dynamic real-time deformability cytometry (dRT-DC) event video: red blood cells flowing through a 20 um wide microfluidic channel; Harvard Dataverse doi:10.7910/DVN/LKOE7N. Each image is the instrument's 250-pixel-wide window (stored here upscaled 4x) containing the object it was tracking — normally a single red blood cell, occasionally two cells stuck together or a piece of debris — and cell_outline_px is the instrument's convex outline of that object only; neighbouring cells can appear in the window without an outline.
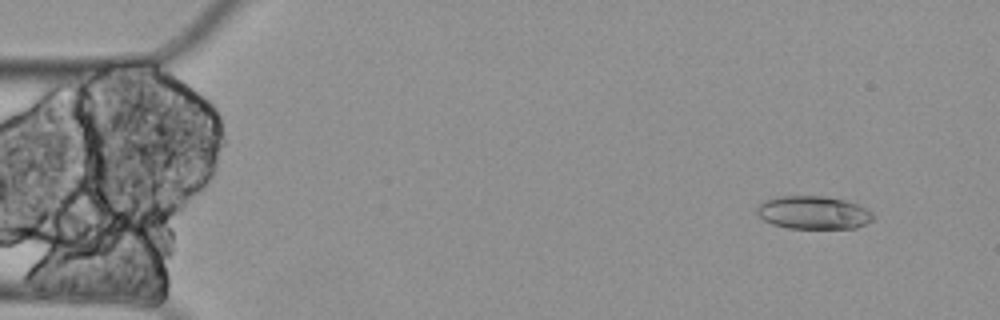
{"species": "Egyptian fruit bat (a non-hibernating species)", "species_latin": "Rousettus aegyptiacus", "temperature_condition": "cold", "stored_images_in_passage": 4, "camera_frame_rate_fps": 3000, "um_per_image_px": 0.085, "animal": {"sex": "female"}, "frame": {"image": 1, "passage_image": 1, "time_ms": 0.0, "image_size_px": [1000, 320], "cell_outline_px": [[876, 216], [872, 220], [856, 228], [788, 228], [772, 224], [764, 220], [756, 212], [756, 208], [760, 204], [776, 196], [824, 196], [844, 200], [856, 204], [872, 212]], "centroid_in_image_um": [69.14, 18.07], "position_along_channel_um": 15.9, "area_um2": 22.25}}
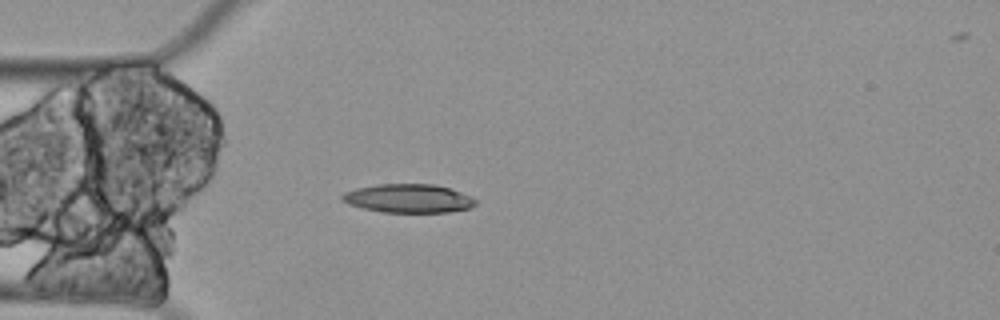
{"frame": {"image": 2, "passage_image": 4, "time_ms": 1.0, "image_size_px": [1000, 320], "cell_outline_px": [[476, 204], [468, 208], [448, 212], [384, 212], [364, 208], [348, 204], [340, 200], [340, 196], [344, 192], [356, 188], [376, 184], [432, 184], [448, 188], [472, 196], [476, 200]], "centroid_in_image_um": [34.68, 16.86], "position_along_channel_um": 50.3, "area_um2": 22.2}}